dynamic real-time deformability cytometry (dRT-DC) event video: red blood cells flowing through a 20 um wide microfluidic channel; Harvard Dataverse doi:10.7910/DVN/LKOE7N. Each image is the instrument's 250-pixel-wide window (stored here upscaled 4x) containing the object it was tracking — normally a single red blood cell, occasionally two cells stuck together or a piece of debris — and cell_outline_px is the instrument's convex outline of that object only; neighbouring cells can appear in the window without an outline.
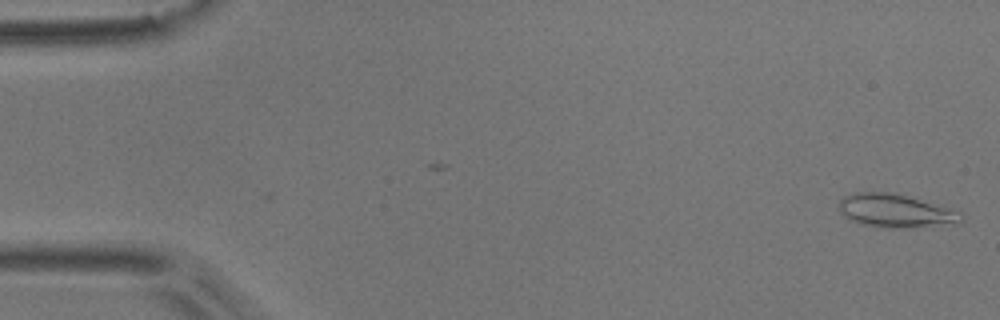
{"species": "common noctule bat (a hibernating species)", "species_latin": "Nyctalus noctula", "temperature_condition": "room temperature", "stored_images_in_passage": 5, "camera_frame_rate_fps": 3000, "um_per_image_px": 0.085, "animal": {"sex": "male", "body_mass_g": 17.9}, "frame": {"image": 1, "passage_image": 1, "time_ms": 0.0, "image_size_px": [1000, 320], "cell_outline_px": [[964, 220], [960, 224], [912, 228], [880, 228], [864, 224], [852, 220], [844, 216], [840, 212], [840, 200], [844, 196], [852, 192], [896, 192], [964, 212]], "centroid_in_image_um": [76.22, 17.93], "position_along_channel_um": 8.8, "area_um2": 24.45}}